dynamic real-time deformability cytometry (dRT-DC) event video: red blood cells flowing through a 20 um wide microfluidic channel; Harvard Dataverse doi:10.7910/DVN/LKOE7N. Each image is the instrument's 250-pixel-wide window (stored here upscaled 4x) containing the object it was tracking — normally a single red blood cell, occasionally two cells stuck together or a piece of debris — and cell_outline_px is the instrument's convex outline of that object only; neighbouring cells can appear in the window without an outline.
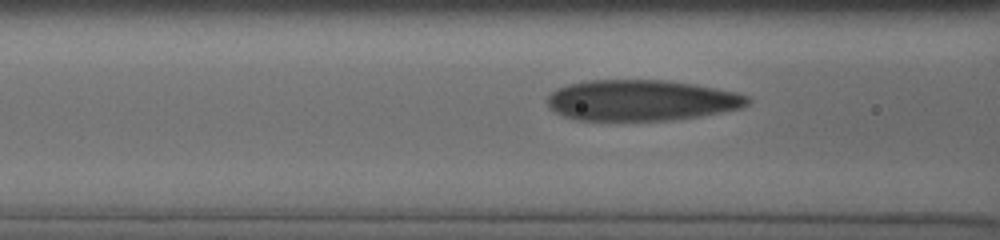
{"species": "human", "species_latin": "Homo sapiens", "temperature_condition": "cold", "stored_images_in_passage": 6, "camera_frame_rate_fps": 3000, "um_per_image_px": 0.085, "donor": {"sex": "male"}, "frame": {"image": 1, "passage_image": 4, "time_ms": 1.333, "image_size_px": [1000, 240], "cell_outline_px": [[752, 100], [748, 104], [740, 108], [700, 116], [672, 120], [580, 120], [564, 116], [548, 108], [548, 96], [556, 88], [568, 84], [584, 80], [668, 80], [696, 84], [736, 92], [748, 96]], "centroid_in_image_um": [54.51, 8.52], "position_along_channel_um": 112.1, "area_um2": 47.86}}